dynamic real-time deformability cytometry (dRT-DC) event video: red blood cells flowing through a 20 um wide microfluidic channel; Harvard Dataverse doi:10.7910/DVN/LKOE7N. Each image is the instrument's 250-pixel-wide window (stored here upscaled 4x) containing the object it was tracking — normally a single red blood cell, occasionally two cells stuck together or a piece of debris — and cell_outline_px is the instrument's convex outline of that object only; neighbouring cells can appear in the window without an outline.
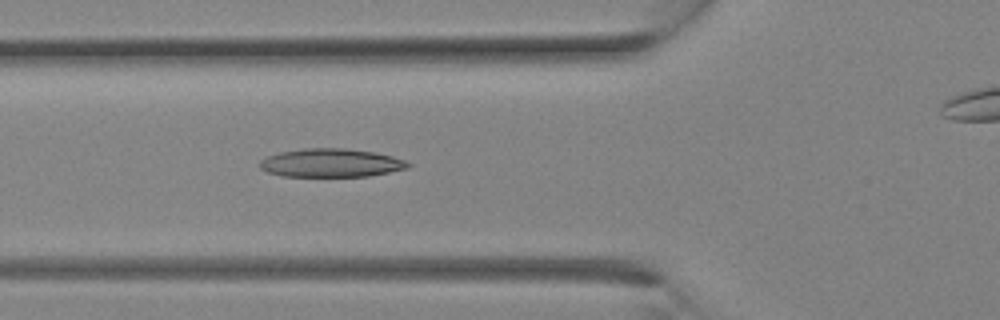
{"species": "Egyptian fruit bat (a non-hibernating species)", "species_latin": "Rousettus aegyptiacus", "temperature_condition": "room temperature", "stored_images_in_passage": 10, "camera_frame_rate_fps": 3000, "um_per_image_px": 0.085, "animal": {"sex": "female"}, "frame": {"image": 1, "passage_image": 10, "time_ms": 3.0, "image_size_px": [1000, 320], "cell_outline_px": [[412, 164], [408, 168], [368, 176], [280, 176], [268, 172], [260, 168], [260, 160], [264, 156], [280, 152], [304, 148], [344, 148], [372, 152], [392, 156], [404, 160]], "centroid_in_image_um": [28.09, 13.84], "position_along_channel_um": 97.7, "area_um2": 24.51}}